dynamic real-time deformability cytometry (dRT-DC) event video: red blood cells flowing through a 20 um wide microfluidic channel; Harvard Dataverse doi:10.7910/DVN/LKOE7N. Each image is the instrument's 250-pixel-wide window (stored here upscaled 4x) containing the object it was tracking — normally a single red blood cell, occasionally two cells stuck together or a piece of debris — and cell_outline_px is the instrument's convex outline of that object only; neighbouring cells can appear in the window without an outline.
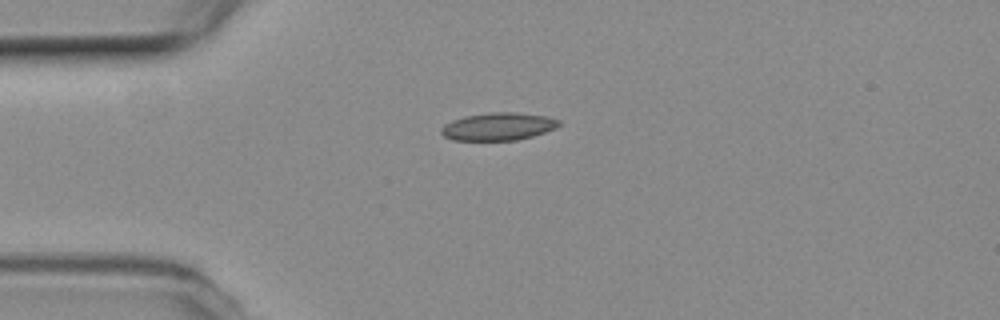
{"species": "common noctule bat (a hibernating species)", "species_latin": "Nyctalus noctula", "temperature_condition": "room temperature", "stored_images_in_passage": 3, "camera_frame_rate_fps": 3000, "um_per_image_px": 0.085, "animal": {"sex": "female", "body_mass_g": 19.3, "forearm_length_mm": 54.1}, "frame": {"image": 1, "passage_image": 3, "time_ms": 0.667, "image_size_px": [1000, 320], "cell_outline_px": [[560, 124], [556, 128], [532, 136], [516, 140], [452, 140], [444, 136], [440, 132], [440, 128], [444, 124], [452, 120], [464, 116], [492, 112], [516, 112], [548, 116], [560, 120]], "centroid_in_image_um": [42.34, 10.74], "position_along_channel_um": 42.7, "area_um2": 19.07}}